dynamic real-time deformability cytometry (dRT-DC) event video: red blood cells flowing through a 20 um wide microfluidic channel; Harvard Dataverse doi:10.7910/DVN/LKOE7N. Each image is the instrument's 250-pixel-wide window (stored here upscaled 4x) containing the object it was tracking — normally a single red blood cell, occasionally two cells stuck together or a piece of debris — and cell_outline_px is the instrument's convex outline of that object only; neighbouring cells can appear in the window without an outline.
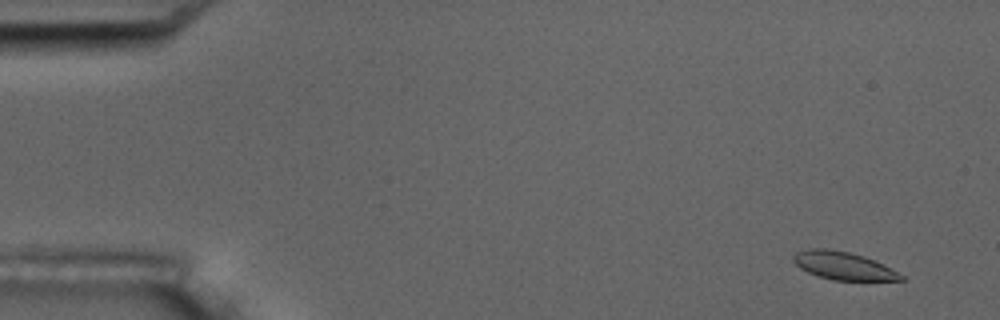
{"species": "common noctule bat (a hibernating species)", "species_latin": "Nyctalus noctula", "temperature_condition": "room temperature", "stored_images_in_passage": 6, "camera_frame_rate_fps": 3000, "um_per_image_px": 0.085, "animal": {"sex": "male", "body_mass_g": 17.5, "forearm_length_mm": 52.3}, "frame": {"image": 1, "passage_image": 1, "time_ms": 0.0, "image_size_px": [1000, 320], "cell_outline_px": [[904, 280], [832, 280], [808, 272], [800, 268], [792, 260], [792, 256], [796, 252], [808, 248], [824, 248], [848, 252], [864, 256], [904, 276]], "centroid_in_image_um": [71.6, 22.58], "position_along_channel_um": 13.4, "area_um2": 17.11}}
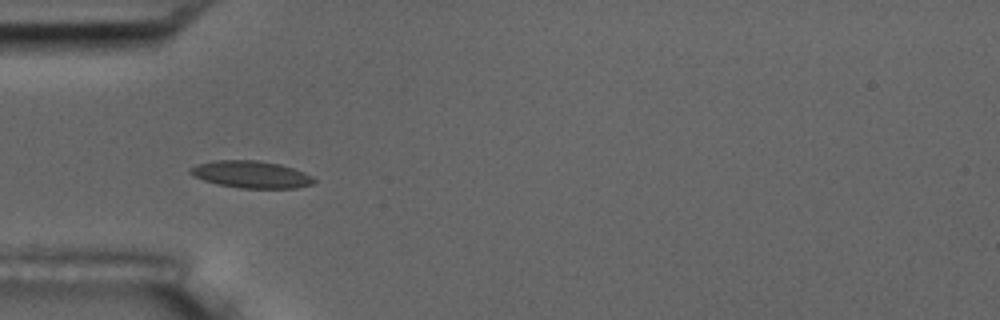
{"frame": {"image": 2, "passage_image": 5, "time_ms": 4.667, "image_size_px": [1000, 320], "cell_outline_px": [[316, 180], [312, 184], [296, 188], [240, 188], [216, 184], [192, 176], [188, 172], [188, 168], [196, 164], [212, 160], [256, 160], [280, 164], [304, 172], [312, 176]], "centroid_in_image_um": [21.29, 14.82], "position_along_channel_um": 63.7, "area_um2": 19.71}}